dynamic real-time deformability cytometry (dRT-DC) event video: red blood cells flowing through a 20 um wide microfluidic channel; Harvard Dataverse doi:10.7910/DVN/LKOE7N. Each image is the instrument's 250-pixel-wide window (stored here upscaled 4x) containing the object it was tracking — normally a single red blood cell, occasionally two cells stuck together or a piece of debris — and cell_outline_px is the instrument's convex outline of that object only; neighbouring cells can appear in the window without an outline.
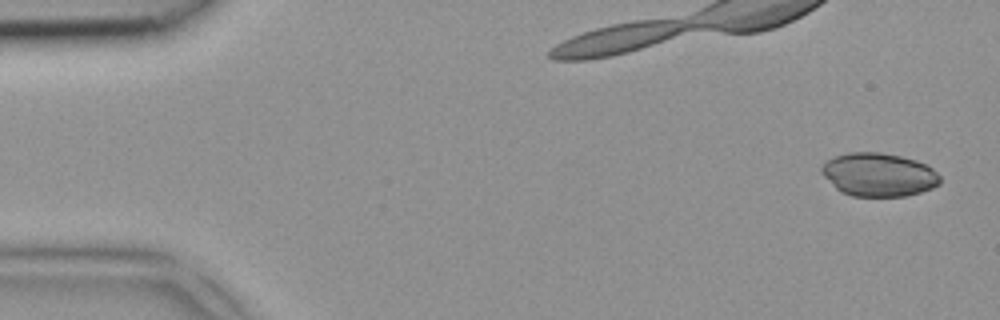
{"species": "common noctule bat (a hibernating species)", "species_latin": "Nyctalus noctula", "temperature_condition": "room temperature", "stored_images_in_passage": 3, "camera_frame_rate_fps": 3000, "um_per_image_px": 0.085, "animal": {"sex": "female", "body_mass_g": 18.4}, "frame": {"image": 1, "passage_image": 1, "time_ms": 0.0, "image_size_px": [1000, 320], "cell_outline_px": [[940, 184], [932, 188], [920, 192], [904, 196], [852, 196], [840, 192], [820, 172], [820, 168], [824, 160], [848, 152], [880, 152], [900, 156], [916, 160], [928, 164], [940, 176]], "centroid_in_image_um": [74.67, 14.84], "position_along_channel_um": 10.3, "area_um2": 30.17}}